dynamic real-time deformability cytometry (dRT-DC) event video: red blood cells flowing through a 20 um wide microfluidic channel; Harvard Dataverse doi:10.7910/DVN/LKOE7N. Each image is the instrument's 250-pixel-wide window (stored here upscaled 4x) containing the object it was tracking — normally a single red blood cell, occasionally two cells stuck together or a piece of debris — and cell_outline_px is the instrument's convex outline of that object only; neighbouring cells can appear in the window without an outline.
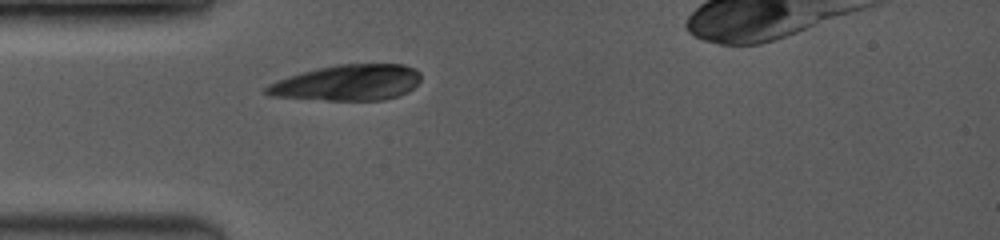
{"species": "common noctule bat (a hibernating species)", "species_latin": "Nyctalus noctula", "temperature_condition": "room temperature", "stored_images_in_passage": 3, "camera_frame_rate_fps": 3500, "um_per_image_px": 0.085, "animal": {"sex": "female", "body_mass_g": 19.0, "forearm_length_mm": 53.3}, "frame": {"image": 1, "passage_image": 1, "time_ms": 0.0, "image_size_px": [1000, 240], "cell_outline_px": [[420, 80], [408, 92], [400, 96], [384, 100], [328, 100], [272, 96], [264, 92], [264, 88], [268, 84], [276, 80], [288, 76], [336, 64], [400, 64], [412, 68], [420, 72]], "centroid_in_image_um": [29.55, 7.03], "position_along_channel_um": 55.5, "area_um2": 32.14}}